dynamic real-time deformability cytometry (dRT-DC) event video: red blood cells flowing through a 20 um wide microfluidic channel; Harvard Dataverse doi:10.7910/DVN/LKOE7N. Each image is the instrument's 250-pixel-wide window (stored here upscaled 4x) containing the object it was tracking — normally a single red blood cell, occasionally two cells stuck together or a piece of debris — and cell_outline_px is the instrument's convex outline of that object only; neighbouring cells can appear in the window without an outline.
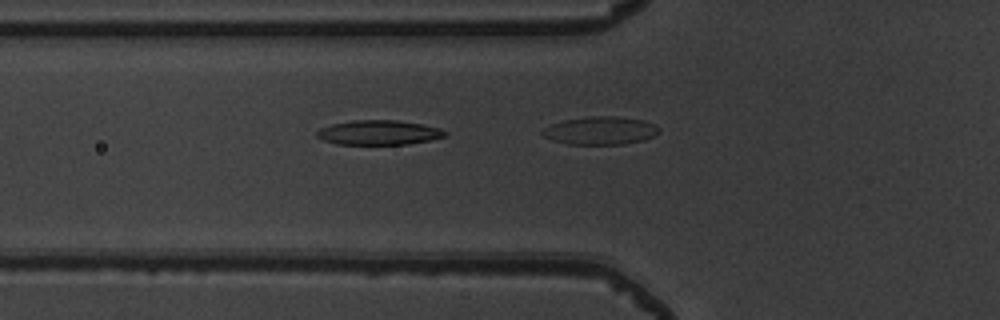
{"species": "common noctule bat (a hibernating species)", "species_latin": "Nyctalus noctula", "temperature_condition": "warm", "stored_images_in_passage": 20, "segment_of_instrument_passage": [1, 2], "camera_frame_rate_fps": 3000, "um_per_image_px": 0.085, "animal": {"sex": "male", "body_mass_g": 19.5, "forearm_length_mm": 54.6}, "frame": {"image": 1, "passage_image": 19, "time_ms": 6.0, "image_size_px": [1000, 320], "cell_outline_px": [[448, 132], [444, 136], [432, 140], [408, 144], [336, 144], [324, 140], [316, 136], [316, 132], [320, 128], [332, 124], [352, 120], [396, 120], [420, 124], [440, 128]], "centroid_in_image_um": [32.19, 11.27], "position_along_channel_um": 93.6, "area_um2": 18.32}}